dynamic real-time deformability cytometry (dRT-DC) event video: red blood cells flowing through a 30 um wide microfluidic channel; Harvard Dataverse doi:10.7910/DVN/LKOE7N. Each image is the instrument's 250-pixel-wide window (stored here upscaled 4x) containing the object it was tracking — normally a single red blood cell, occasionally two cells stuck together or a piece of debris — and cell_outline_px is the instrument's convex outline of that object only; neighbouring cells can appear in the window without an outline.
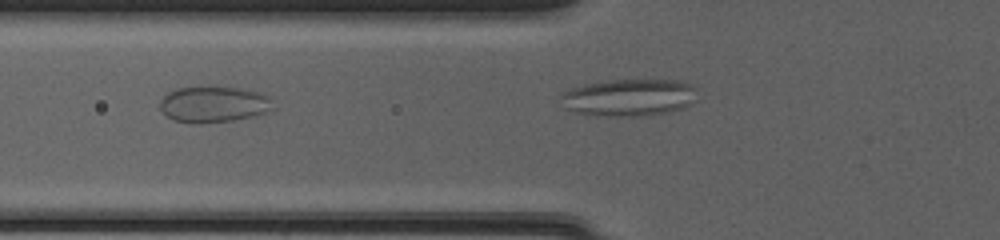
{"species": "common noctule bat (a hibernating species)", "species_latin": "Nyctalus noctula", "temperature_condition": "cold", "stored_images_in_passage": 10, "camera_frame_rate_fps": 3000, "um_per_image_px": 0.085, "animal": {"sex": "female", "body_mass_g": 20.0, "forearm_length_mm": 54.0}, "frame": {"image": 1, "passage_image": 5, "time_ms": 1.333, "image_size_px": [1000, 240], "cell_outline_px": [[276, 108], [268, 112], [256, 116], [232, 120], [200, 124], [192, 124], [172, 120], [160, 108], [160, 100], [168, 92], [176, 88], [212, 84], [248, 88], [260, 92], [268, 96]], "centroid_in_image_um": [18.2, 8.83], "position_along_channel_um": 107.6, "area_um2": 24.97}}
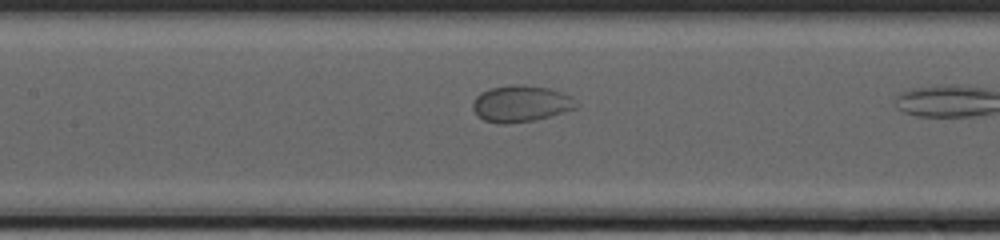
{"frame": {"image": 2, "passage_image": 9, "time_ms": 2.667, "image_size_px": [1000, 240], "cell_outline_px": [[580, 104], [576, 108], [548, 116], [532, 120], [508, 124], [496, 124], [484, 120], [476, 116], [472, 108], [472, 104], [476, 96], [480, 92], [488, 88], [512, 84], [524, 84], [548, 88], [572, 96]], "centroid_in_image_um": [44.23, 8.8], "position_along_channel_um": 163.2, "area_um2": 22.25}}